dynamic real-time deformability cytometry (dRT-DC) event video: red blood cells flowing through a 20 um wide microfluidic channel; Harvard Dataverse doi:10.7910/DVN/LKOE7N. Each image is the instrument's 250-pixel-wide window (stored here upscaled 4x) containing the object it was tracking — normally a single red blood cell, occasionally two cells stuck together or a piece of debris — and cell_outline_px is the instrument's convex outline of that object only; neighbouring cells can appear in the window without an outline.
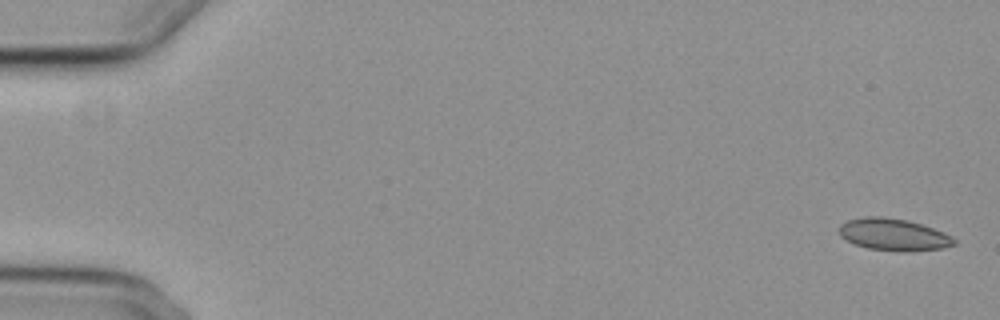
{"species": "common noctule bat (a hibernating species)", "species_latin": "Nyctalus noctula", "temperature_condition": "cold", "stored_images_in_passage": 16, "camera_frame_rate_fps": 3000, "um_per_image_px": 0.085, "animal": {"sex": "female", "body_mass_g": 29.2, "forearm_length_mm": 56.3}, "frame": {"image": 1, "passage_image": 1, "time_ms": 0.0, "image_size_px": [1000, 320], "cell_outline_px": [[956, 244], [940, 248], [904, 252], [868, 248], [856, 244], [840, 236], [840, 224], [848, 220], [864, 216], [880, 216], [908, 220], [944, 232], [952, 236], [956, 240]], "centroid_in_image_um": [75.96, 19.93], "position_along_channel_um": 9.0, "area_um2": 21.27}}